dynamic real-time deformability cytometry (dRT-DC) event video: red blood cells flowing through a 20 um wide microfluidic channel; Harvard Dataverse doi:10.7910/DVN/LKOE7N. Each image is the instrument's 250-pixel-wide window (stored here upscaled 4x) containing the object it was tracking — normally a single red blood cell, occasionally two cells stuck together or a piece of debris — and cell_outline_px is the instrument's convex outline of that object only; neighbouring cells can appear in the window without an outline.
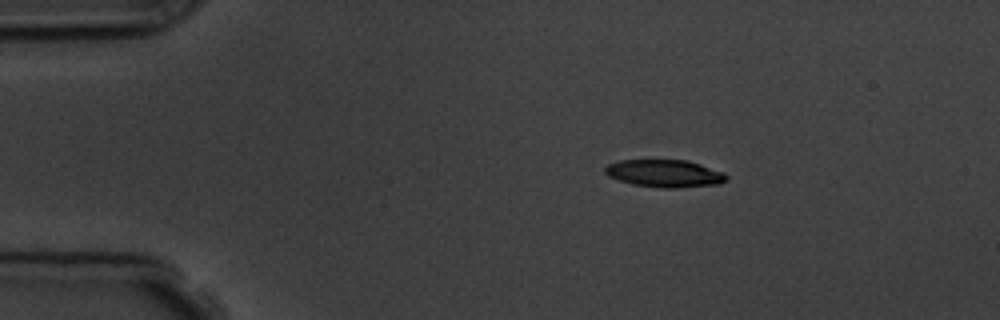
{"species": "common noctule bat (a hibernating species)", "species_latin": "Nyctalus noctula", "temperature_condition": "room temperature", "stored_images_in_passage": 4, "camera_frame_rate_fps": 3000, "um_per_image_px": 0.085, "animal": {"sex": "male", "body_mass_g": 19.5, "forearm_length_mm": 54.6}, "frame": {"image": 1, "passage_image": 1, "time_ms": 0.0, "image_size_px": [1000, 320], "cell_outline_px": [[728, 180], [720, 184], [672, 188], [664, 188], [632, 184], [608, 176], [604, 172], [604, 168], [608, 164], [620, 160], [684, 160], [700, 164], [724, 172], [728, 176]], "centroid_in_image_um": [56.51, 14.74], "position_along_channel_um": 28.5, "area_um2": 19.42}}